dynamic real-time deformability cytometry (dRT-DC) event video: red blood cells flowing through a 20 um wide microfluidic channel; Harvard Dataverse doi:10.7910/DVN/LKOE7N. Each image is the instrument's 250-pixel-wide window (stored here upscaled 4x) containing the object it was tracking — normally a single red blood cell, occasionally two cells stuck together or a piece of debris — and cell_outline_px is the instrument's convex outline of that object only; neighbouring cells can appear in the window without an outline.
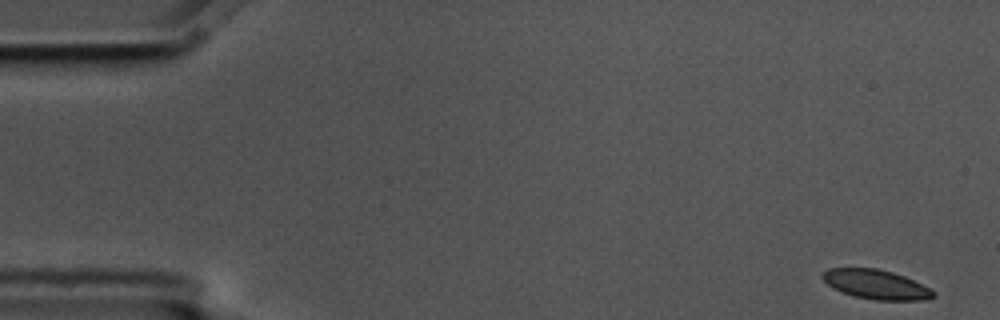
{"species": "common noctule bat (a hibernating species)", "species_latin": "Nyctalus noctula", "temperature_condition": "cold", "stored_images_in_passage": 5, "camera_frame_rate_fps": 3000, "um_per_image_px": 0.085, "animal": {"sex": "male", "body_mass_g": 17.5, "forearm_length_mm": 52.3}, "frame": {"image": 1, "passage_image": 1, "time_ms": 0.0, "image_size_px": [1000, 320], "cell_outline_px": [[936, 296], [924, 300], [876, 300], [856, 296], [844, 292], [828, 284], [820, 276], [820, 272], [828, 268], [876, 268], [892, 272], [904, 276], [936, 292]], "centroid_in_image_um": [74.45, 24.16], "position_along_channel_um": 10.5, "area_um2": 18.73}}
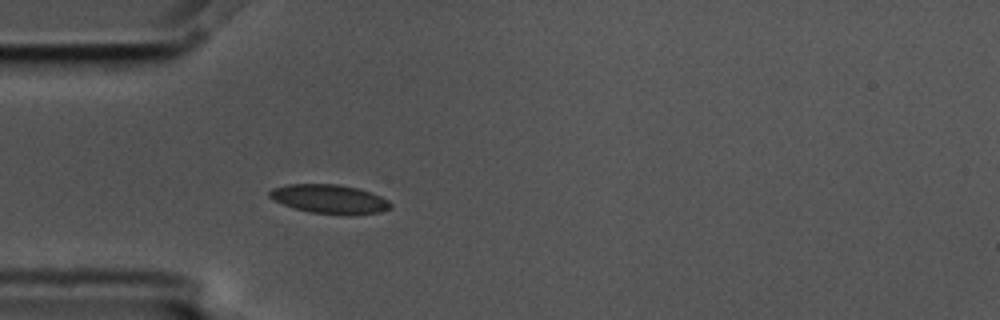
{"frame": {"image": 2, "passage_image": 5, "time_ms": 1.333, "image_size_px": [1000, 320], "cell_outline_px": [[392, 208], [380, 212], [312, 212], [296, 208], [284, 204], [268, 196], [268, 192], [272, 188], [288, 184], [336, 184], [360, 188], [372, 192], [388, 200], [392, 204]], "centroid_in_image_um": [28.0, 16.86], "position_along_channel_um": 57.0, "area_um2": 19.59}}